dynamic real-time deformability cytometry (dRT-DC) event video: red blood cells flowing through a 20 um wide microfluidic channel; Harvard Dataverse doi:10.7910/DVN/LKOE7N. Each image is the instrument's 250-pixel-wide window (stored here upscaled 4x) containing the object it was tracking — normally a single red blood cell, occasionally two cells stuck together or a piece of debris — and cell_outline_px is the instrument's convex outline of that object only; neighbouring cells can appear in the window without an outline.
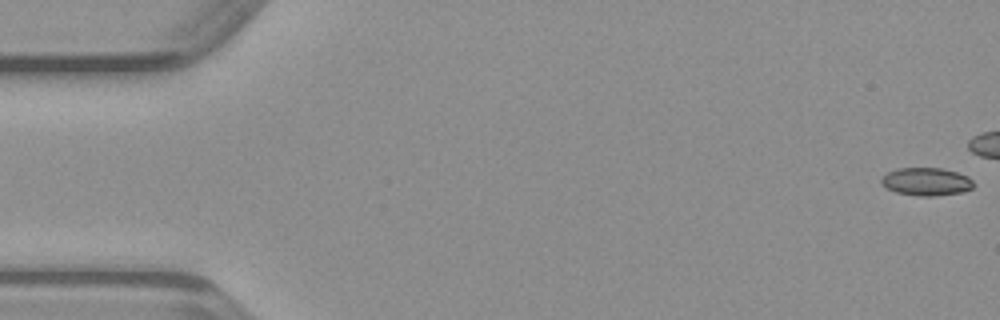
{"species": "common noctule bat (a hibernating species)", "species_latin": "Nyctalus noctula", "temperature_condition": "warm", "stored_images_in_passage": 39, "camera_frame_rate_fps": 3000, "um_per_image_px": 0.085, "animal": {"sex": "male", "body_mass_g": 23.1, "forearm_length_mm": 52.7}, "frame": {"image": 1, "passage_image": 1, "time_ms": 0.0, "image_size_px": [1000, 320], "cell_outline_px": [[972, 188], [964, 192], [932, 196], [920, 196], [896, 192], [888, 188], [880, 180], [888, 172], [900, 168], [940, 168], [956, 172], [968, 176], [972, 180]], "centroid_in_image_um": [78.77, 15.44], "position_along_channel_um": 6.2, "area_um2": 14.74}}
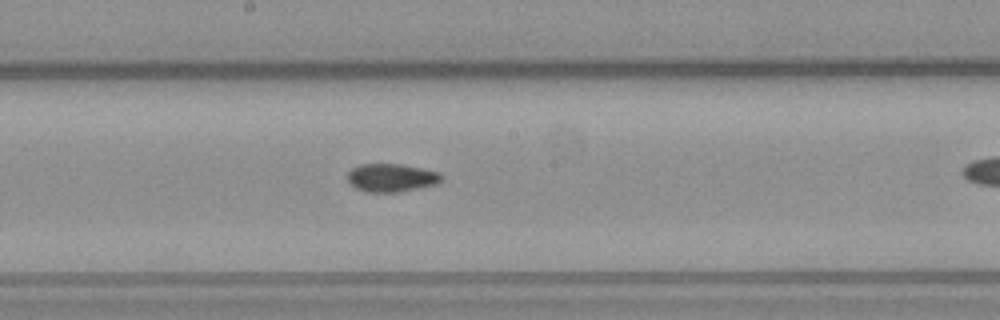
{"frame": {"image": 2, "passage_image": 26, "time_ms": 8.333, "image_size_px": [1000, 320], "cell_outline_px": [[444, 176], [436, 184], [396, 192], [368, 192], [356, 188], [348, 180], [348, 172], [352, 168], [360, 164], [400, 164], [440, 172]], "centroid_in_image_um": [33.26, 15.1], "position_along_channel_um": 214.9, "area_um2": 15.2}}
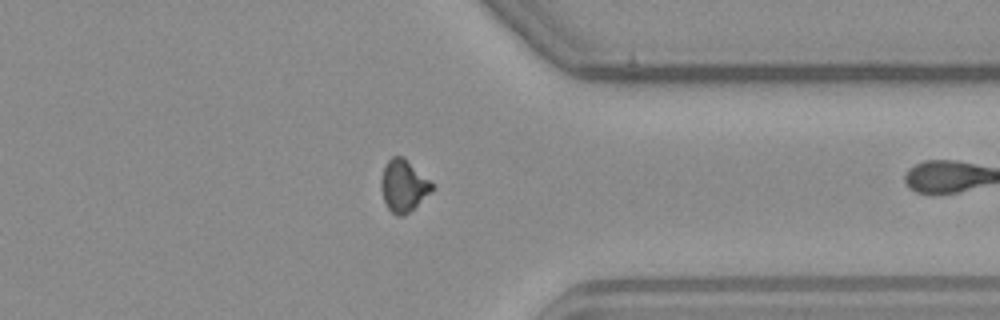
{"frame": {"image": 3, "passage_image": 38, "time_ms": 12.333, "image_size_px": [1000, 320], "cell_outline_px": [[432, 192], [404, 216], [396, 216], [388, 208], [384, 200], [380, 184], [380, 180], [384, 168], [388, 160], [392, 156], [400, 156], [428, 180], [432, 184]], "centroid_in_image_um": [34.26, 15.83], "position_along_channel_um": 377.1, "area_um2": 14.85}}